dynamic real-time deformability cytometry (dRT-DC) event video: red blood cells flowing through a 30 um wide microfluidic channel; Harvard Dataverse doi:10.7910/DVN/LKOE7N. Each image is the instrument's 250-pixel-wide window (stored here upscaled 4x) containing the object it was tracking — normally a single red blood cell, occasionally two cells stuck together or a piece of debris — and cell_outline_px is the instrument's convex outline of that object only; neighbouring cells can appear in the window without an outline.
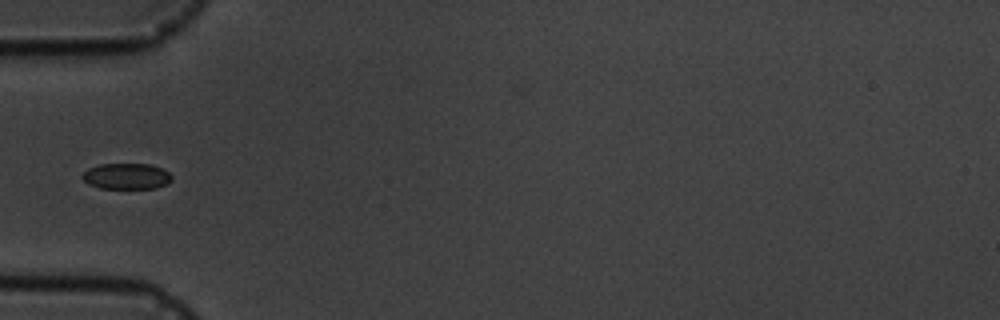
{"species": "common noctule bat (a hibernating species)", "species_latin": "Nyctalus noctula", "temperature_condition": "cold", "stored_images_in_passage": 8, "camera_frame_rate_fps": 3000, "um_per_image_px": 0.085, "animal": {"sex": "male", "body_mass_g": 19.5, "forearm_length_mm": 54.6}, "frame": {"image": 1, "passage_image": 5, "time_ms": 5.333, "image_size_px": [1000, 320], "cell_outline_px": [[172, 180], [168, 184], [156, 188], [100, 188], [88, 184], [80, 176], [88, 168], [100, 164], [152, 164], [168, 172], [172, 176]], "centroid_in_image_um": [10.76, 14.98], "position_along_channel_um": 74.2, "area_um2": 13.58}}
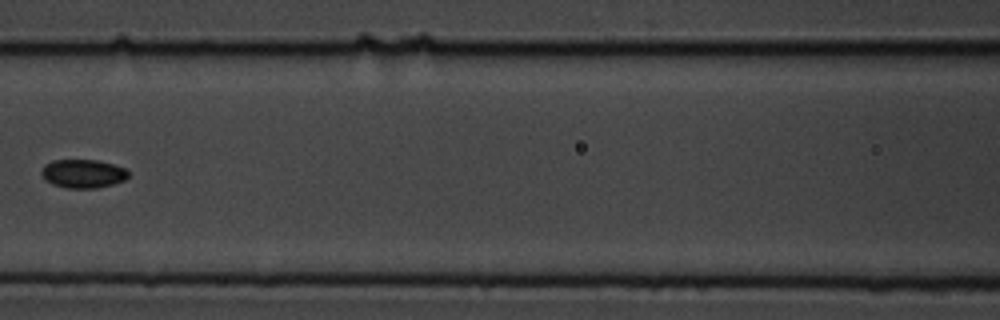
{"frame": {"image": 2, "passage_image": 7, "time_ms": 7.667, "image_size_px": [1000, 320], "cell_outline_px": [[128, 176], [124, 180], [112, 184], [96, 188], [68, 188], [52, 184], [44, 180], [40, 172], [44, 164], [52, 160], [96, 160], [112, 164], [124, 168], [128, 172]], "centroid_in_image_um": [7.0, 14.76], "position_along_channel_um": 159.6, "area_um2": 14.45}}
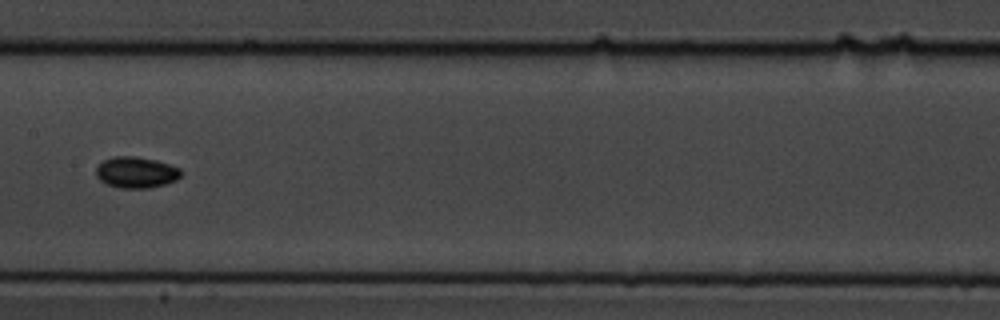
{"frame": {"image": 3, "passage_image": 8, "time_ms": 8.667, "image_size_px": [1000, 320], "cell_outline_px": [[184, 172], [176, 180], [164, 184], [148, 188], [120, 188], [104, 184], [96, 176], [96, 168], [104, 160], [112, 156], [136, 156], [156, 160], [180, 168]], "centroid_in_image_um": [11.57, 14.65], "position_along_channel_um": 195.8, "area_um2": 15.55}}